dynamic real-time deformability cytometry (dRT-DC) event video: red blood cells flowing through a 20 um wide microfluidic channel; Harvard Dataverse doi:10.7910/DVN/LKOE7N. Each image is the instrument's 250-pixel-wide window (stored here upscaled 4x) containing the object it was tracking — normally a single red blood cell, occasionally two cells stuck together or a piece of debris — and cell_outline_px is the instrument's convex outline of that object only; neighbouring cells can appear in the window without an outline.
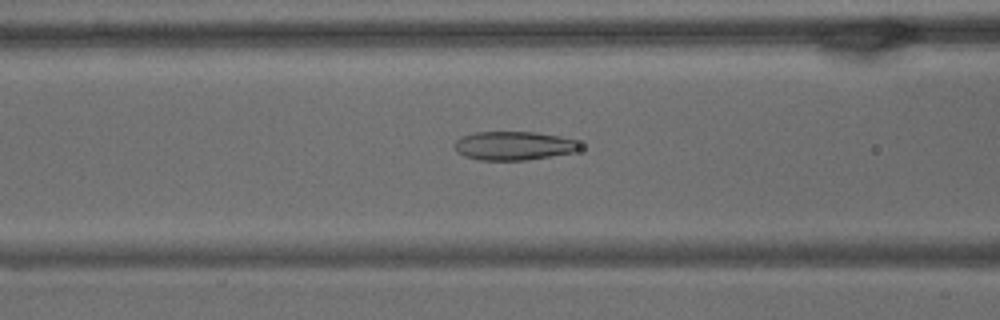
{"species": "common noctule bat (a hibernating species)", "species_latin": "Nyctalus noctula", "temperature_condition": "warm", "stored_images_in_passage": 60, "camera_frame_rate_fps": 3000, "um_per_image_px": 0.085, "animal": {"sex": "male", "body_mass_g": 15.6}, "frame": {"image": 1, "passage_image": 24, "time_ms": 7.667, "image_size_px": [1000, 320], "cell_outline_px": [[580, 148], [572, 152], [524, 160], [480, 160], [464, 156], [456, 152], [452, 144], [460, 136], [476, 132], [536, 132], [560, 136], [576, 140], [580, 144]], "centroid_in_image_um": [43.59, 12.38], "position_along_channel_um": 123.0, "area_um2": 20.98}}
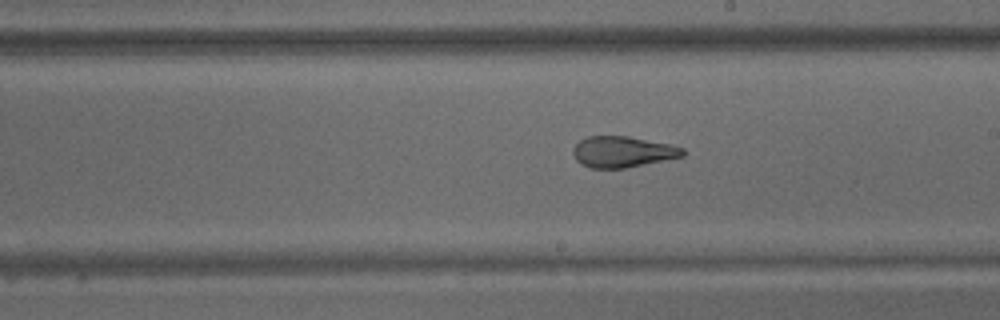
{"frame": {"image": 2, "passage_image": 34, "time_ms": 11.0, "image_size_px": [1000, 320], "cell_outline_px": [[684, 156], [624, 168], [592, 168], [580, 164], [576, 160], [572, 152], [572, 148], [580, 140], [588, 136], [628, 136], [672, 144], [684, 148]], "centroid_in_image_um": [52.91, 12.89], "position_along_channel_um": 236.1, "area_um2": 19.88}}
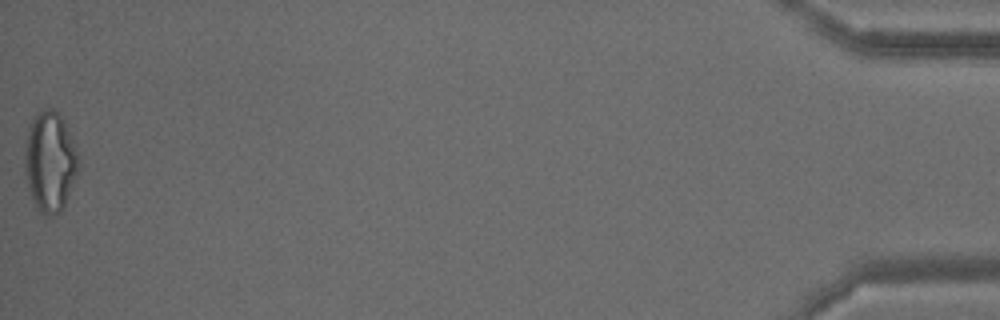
{"frame": {"image": 3, "passage_image": 60, "time_ms": 19.667, "image_size_px": [1000, 320], "cell_outline_px": [[76, 172], [68, 196], [60, 212], [52, 216], [44, 216], [40, 212], [28, 188], [24, 172], [24, 140], [28, 124], [36, 112], [44, 108], [52, 108], [64, 120], [72, 140], [76, 156]], "centroid_in_image_um": [4.17, 13.69], "position_along_channel_um": 431.0, "area_um2": 31.1}, "authors_computed_cell_mechanics": {"area_um2": 24.4205, "velocity_mm_per_s": 3.3968, "shape_relaxation_time_tau1_ms": null, "shape_relaxation_time_tau2_ms": 2.166, "deformation_change_tau1": null, "deformation_change_tau2": 0.1019}}